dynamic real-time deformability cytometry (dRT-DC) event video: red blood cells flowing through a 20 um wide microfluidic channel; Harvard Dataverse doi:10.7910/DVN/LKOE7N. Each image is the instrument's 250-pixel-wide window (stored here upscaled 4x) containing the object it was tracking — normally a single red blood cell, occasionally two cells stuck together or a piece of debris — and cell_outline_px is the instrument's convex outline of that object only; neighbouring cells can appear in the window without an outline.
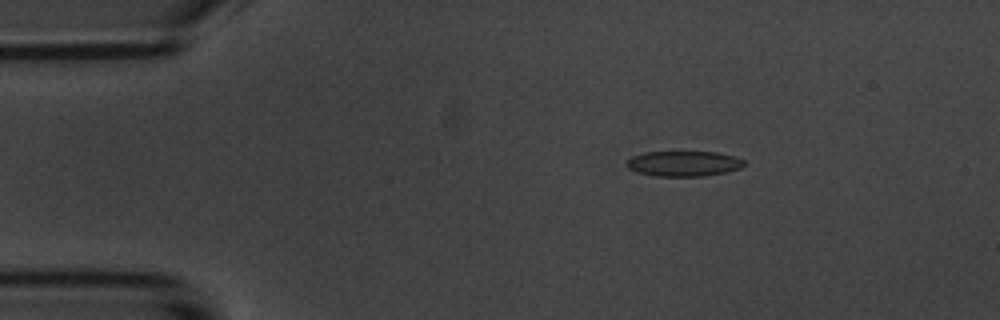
{"species": "common noctule bat (a hibernating species)", "species_latin": "Nyctalus noctula", "temperature_condition": "room temperature", "stored_images_in_passage": 5, "camera_frame_rate_fps": 3000, "um_per_image_px": 0.085, "animal": {"sex": "male", "body_mass_g": 20.1, "forearm_length_mm": 53.5}, "frame": {"image": 1, "passage_image": 3, "time_ms": 2.0, "image_size_px": [1000, 320], "cell_outline_px": [[744, 164], [740, 168], [728, 172], [704, 176], [656, 176], [636, 172], [628, 168], [624, 164], [632, 156], [644, 152], [716, 152], [736, 156], [744, 160]], "centroid_in_image_um": [58.11, 13.91], "position_along_channel_um": 26.9, "area_um2": 17.46}}
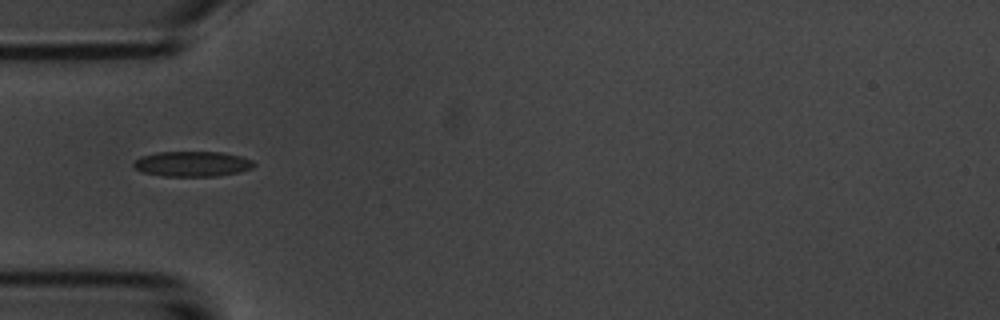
{"frame": {"image": 2, "passage_image": 5, "time_ms": 4.667, "image_size_px": [1000, 320], "cell_outline_px": [[256, 164], [252, 168], [240, 172], [216, 176], [164, 176], [144, 172], [136, 168], [132, 164], [140, 156], [156, 152], [220, 152], [240, 156], [252, 160]], "centroid_in_image_um": [16.36, 13.93], "position_along_channel_um": 68.6, "area_um2": 17.63}}